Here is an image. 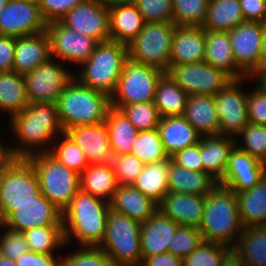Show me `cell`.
I'll list each match as a JSON object with an SVG mask.
<instances>
[{"mask_svg":"<svg viewBox=\"0 0 266 266\" xmlns=\"http://www.w3.org/2000/svg\"><path fill=\"white\" fill-rule=\"evenodd\" d=\"M204 241L234 248L243 232L236 193L218 183L206 196L198 229Z\"/></svg>","mask_w":266,"mask_h":266,"instance_id":"3","label":"cell"},{"mask_svg":"<svg viewBox=\"0 0 266 266\" xmlns=\"http://www.w3.org/2000/svg\"><path fill=\"white\" fill-rule=\"evenodd\" d=\"M141 266H182V259L171 253L147 256Z\"/></svg>","mask_w":266,"mask_h":266,"instance_id":"58","label":"cell"},{"mask_svg":"<svg viewBox=\"0 0 266 266\" xmlns=\"http://www.w3.org/2000/svg\"><path fill=\"white\" fill-rule=\"evenodd\" d=\"M64 132L73 126L105 122L110 97L82 85L75 77L65 86L56 103Z\"/></svg>","mask_w":266,"mask_h":266,"instance_id":"4","label":"cell"},{"mask_svg":"<svg viewBox=\"0 0 266 266\" xmlns=\"http://www.w3.org/2000/svg\"><path fill=\"white\" fill-rule=\"evenodd\" d=\"M118 186L112 165L89 164L80 174V189L108 203Z\"/></svg>","mask_w":266,"mask_h":266,"instance_id":"33","label":"cell"},{"mask_svg":"<svg viewBox=\"0 0 266 266\" xmlns=\"http://www.w3.org/2000/svg\"><path fill=\"white\" fill-rule=\"evenodd\" d=\"M243 227L266 226V175L251 189L236 193Z\"/></svg>","mask_w":266,"mask_h":266,"instance_id":"32","label":"cell"},{"mask_svg":"<svg viewBox=\"0 0 266 266\" xmlns=\"http://www.w3.org/2000/svg\"><path fill=\"white\" fill-rule=\"evenodd\" d=\"M39 180L26 158H17L0 173V217L4 221L18 205L31 203L40 194Z\"/></svg>","mask_w":266,"mask_h":266,"instance_id":"8","label":"cell"},{"mask_svg":"<svg viewBox=\"0 0 266 266\" xmlns=\"http://www.w3.org/2000/svg\"><path fill=\"white\" fill-rule=\"evenodd\" d=\"M205 207V196L167 192L158 210L180 226L199 229Z\"/></svg>","mask_w":266,"mask_h":266,"instance_id":"21","label":"cell"},{"mask_svg":"<svg viewBox=\"0 0 266 266\" xmlns=\"http://www.w3.org/2000/svg\"><path fill=\"white\" fill-rule=\"evenodd\" d=\"M60 22L72 30L98 42L110 40L109 8L92 0H85L67 12Z\"/></svg>","mask_w":266,"mask_h":266,"instance_id":"17","label":"cell"},{"mask_svg":"<svg viewBox=\"0 0 266 266\" xmlns=\"http://www.w3.org/2000/svg\"><path fill=\"white\" fill-rule=\"evenodd\" d=\"M105 125L114 156L130 154L139 131L118 109L111 107L106 115Z\"/></svg>","mask_w":266,"mask_h":266,"instance_id":"36","label":"cell"},{"mask_svg":"<svg viewBox=\"0 0 266 266\" xmlns=\"http://www.w3.org/2000/svg\"><path fill=\"white\" fill-rule=\"evenodd\" d=\"M127 57L128 45L112 40L99 42L91 56L81 65L82 70L74 77L82 85L111 97Z\"/></svg>","mask_w":266,"mask_h":266,"instance_id":"5","label":"cell"},{"mask_svg":"<svg viewBox=\"0 0 266 266\" xmlns=\"http://www.w3.org/2000/svg\"><path fill=\"white\" fill-rule=\"evenodd\" d=\"M143 16L145 23H174L171 0H132Z\"/></svg>","mask_w":266,"mask_h":266,"instance_id":"48","label":"cell"},{"mask_svg":"<svg viewBox=\"0 0 266 266\" xmlns=\"http://www.w3.org/2000/svg\"><path fill=\"white\" fill-rule=\"evenodd\" d=\"M110 208L144 223L158 210V204L133 185H119L110 201Z\"/></svg>","mask_w":266,"mask_h":266,"instance_id":"26","label":"cell"},{"mask_svg":"<svg viewBox=\"0 0 266 266\" xmlns=\"http://www.w3.org/2000/svg\"><path fill=\"white\" fill-rule=\"evenodd\" d=\"M140 230V222L110 208L105 236L98 247L107 254L112 266L141 265Z\"/></svg>","mask_w":266,"mask_h":266,"instance_id":"6","label":"cell"},{"mask_svg":"<svg viewBox=\"0 0 266 266\" xmlns=\"http://www.w3.org/2000/svg\"><path fill=\"white\" fill-rule=\"evenodd\" d=\"M236 137L238 149L266 164V125L248 123Z\"/></svg>","mask_w":266,"mask_h":266,"instance_id":"45","label":"cell"},{"mask_svg":"<svg viewBox=\"0 0 266 266\" xmlns=\"http://www.w3.org/2000/svg\"><path fill=\"white\" fill-rule=\"evenodd\" d=\"M261 64L266 63V23H264V31L260 49Z\"/></svg>","mask_w":266,"mask_h":266,"instance_id":"62","label":"cell"},{"mask_svg":"<svg viewBox=\"0 0 266 266\" xmlns=\"http://www.w3.org/2000/svg\"><path fill=\"white\" fill-rule=\"evenodd\" d=\"M245 22L239 0H209L205 30L229 32Z\"/></svg>","mask_w":266,"mask_h":266,"instance_id":"34","label":"cell"},{"mask_svg":"<svg viewBox=\"0 0 266 266\" xmlns=\"http://www.w3.org/2000/svg\"><path fill=\"white\" fill-rule=\"evenodd\" d=\"M169 167L170 158L155 163L144 164L141 173L132 185L145 196L159 204L168 192Z\"/></svg>","mask_w":266,"mask_h":266,"instance_id":"37","label":"cell"},{"mask_svg":"<svg viewBox=\"0 0 266 266\" xmlns=\"http://www.w3.org/2000/svg\"><path fill=\"white\" fill-rule=\"evenodd\" d=\"M2 225H3V221H2V219L0 217V228L2 227Z\"/></svg>","mask_w":266,"mask_h":266,"instance_id":"67","label":"cell"},{"mask_svg":"<svg viewBox=\"0 0 266 266\" xmlns=\"http://www.w3.org/2000/svg\"><path fill=\"white\" fill-rule=\"evenodd\" d=\"M109 12L110 40L128 45L144 27L142 14L132 1L111 6Z\"/></svg>","mask_w":266,"mask_h":266,"instance_id":"30","label":"cell"},{"mask_svg":"<svg viewBox=\"0 0 266 266\" xmlns=\"http://www.w3.org/2000/svg\"><path fill=\"white\" fill-rule=\"evenodd\" d=\"M110 203L81 189L62 212L66 245L72 238L81 246L98 247L104 239Z\"/></svg>","mask_w":266,"mask_h":266,"instance_id":"2","label":"cell"},{"mask_svg":"<svg viewBox=\"0 0 266 266\" xmlns=\"http://www.w3.org/2000/svg\"><path fill=\"white\" fill-rule=\"evenodd\" d=\"M188 94L165 73L159 80L154 105L160 117L183 116Z\"/></svg>","mask_w":266,"mask_h":266,"instance_id":"38","label":"cell"},{"mask_svg":"<svg viewBox=\"0 0 266 266\" xmlns=\"http://www.w3.org/2000/svg\"><path fill=\"white\" fill-rule=\"evenodd\" d=\"M30 251L54 254L55 249L66 245L63 225L33 227L22 232Z\"/></svg>","mask_w":266,"mask_h":266,"instance_id":"40","label":"cell"},{"mask_svg":"<svg viewBox=\"0 0 266 266\" xmlns=\"http://www.w3.org/2000/svg\"><path fill=\"white\" fill-rule=\"evenodd\" d=\"M248 78L257 80L255 87L266 94V63H262Z\"/></svg>","mask_w":266,"mask_h":266,"instance_id":"60","label":"cell"},{"mask_svg":"<svg viewBox=\"0 0 266 266\" xmlns=\"http://www.w3.org/2000/svg\"><path fill=\"white\" fill-rule=\"evenodd\" d=\"M180 225L161 211L144 223H141L140 245L142 258L168 253L169 244L172 242L177 228Z\"/></svg>","mask_w":266,"mask_h":266,"instance_id":"22","label":"cell"},{"mask_svg":"<svg viewBox=\"0 0 266 266\" xmlns=\"http://www.w3.org/2000/svg\"><path fill=\"white\" fill-rule=\"evenodd\" d=\"M92 1L109 8L111 6L121 4V3H127V2H130L132 0H92Z\"/></svg>","mask_w":266,"mask_h":266,"instance_id":"63","label":"cell"},{"mask_svg":"<svg viewBox=\"0 0 266 266\" xmlns=\"http://www.w3.org/2000/svg\"><path fill=\"white\" fill-rule=\"evenodd\" d=\"M8 0H0V14L3 10V8L6 6Z\"/></svg>","mask_w":266,"mask_h":266,"instance_id":"65","label":"cell"},{"mask_svg":"<svg viewBox=\"0 0 266 266\" xmlns=\"http://www.w3.org/2000/svg\"><path fill=\"white\" fill-rule=\"evenodd\" d=\"M60 261V256L58 259L53 254H40L30 250L15 260L17 266H60Z\"/></svg>","mask_w":266,"mask_h":266,"instance_id":"55","label":"cell"},{"mask_svg":"<svg viewBox=\"0 0 266 266\" xmlns=\"http://www.w3.org/2000/svg\"><path fill=\"white\" fill-rule=\"evenodd\" d=\"M221 266H245L240 258L232 251L223 261Z\"/></svg>","mask_w":266,"mask_h":266,"instance_id":"61","label":"cell"},{"mask_svg":"<svg viewBox=\"0 0 266 266\" xmlns=\"http://www.w3.org/2000/svg\"><path fill=\"white\" fill-rule=\"evenodd\" d=\"M247 112L249 123L266 125V94L257 88L248 92Z\"/></svg>","mask_w":266,"mask_h":266,"instance_id":"53","label":"cell"},{"mask_svg":"<svg viewBox=\"0 0 266 266\" xmlns=\"http://www.w3.org/2000/svg\"><path fill=\"white\" fill-rule=\"evenodd\" d=\"M16 37L0 35V73L13 71Z\"/></svg>","mask_w":266,"mask_h":266,"instance_id":"56","label":"cell"},{"mask_svg":"<svg viewBox=\"0 0 266 266\" xmlns=\"http://www.w3.org/2000/svg\"><path fill=\"white\" fill-rule=\"evenodd\" d=\"M85 154L89 164L112 165L113 153L104 122L73 126L65 131Z\"/></svg>","mask_w":266,"mask_h":266,"instance_id":"20","label":"cell"},{"mask_svg":"<svg viewBox=\"0 0 266 266\" xmlns=\"http://www.w3.org/2000/svg\"><path fill=\"white\" fill-rule=\"evenodd\" d=\"M167 73L188 95L216 96L233 80L225 71L205 61L174 65Z\"/></svg>","mask_w":266,"mask_h":266,"instance_id":"11","label":"cell"},{"mask_svg":"<svg viewBox=\"0 0 266 266\" xmlns=\"http://www.w3.org/2000/svg\"><path fill=\"white\" fill-rule=\"evenodd\" d=\"M85 0H41L39 8L46 23L60 21L68 11Z\"/></svg>","mask_w":266,"mask_h":266,"instance_id":"52","label":"cell"},{"mask_svg":"<svg viewBox=\"0 0 266 266\" xmlns=\"http://www.w3.org/2000/svg\"><path fill=\"white\" fill-rule=\"evenodd\" d=\"M178 166L190 171H203V162L200 155V141L195 145L188 146L171 157Z\"/></svg>","mask_w":266,"mask_h":266,"instance_id":"54","label":"cell"},{"mask_svg":"<svg viewBox=\"0 0 266 266\" xmlns=\"http://www.w3.org/2000/svg\"><path fill=\"white\" fill-rule=\"evenodd\" d=\"M173 20L177 26L202 27L209 0H171Z\"/></svg>","mask_w":266,"mask_h":266,"instance_id":"44","label":"cell"},{"mask_svg":"<svg viewBox=\"0 0 266 266\" xmlns=\"http://www.w3.org/2000/svg\"><path fill=\"white\" fill-rule=\"evenodd\" d=\"M265 175V163L235 146L229 155L226 173L219 183L240 193L253 188Z\"/></svg>","mask_w":266,"mask_h":266,"instance_id":"19","label":"cell"},{"mask_svg":"<svg viewBox=\"0 0 266 266\" xmlns=\"http://www.w3.org/2000/svg\"><path fill=\"white\" fill-rule=\"evenodd\" d=\"M50 58V41L46 31L36 35L16 37L14 72L26 75Z\"/></svg>","mask_w":266,"mask_h":266,"instance_id":"25","label":"cell"},{"mask_svg":"<svg viewBox=\"0 0 266 266\" xmlns=\"http://www.w3.org/2000/svg\"><path fill=\"white\" fill-rule=\"evenodd\" d=\"M46 32L50 41L51 57L68 61L70 64L82 65L93 53L97 40L79 34L60 21L47 23Z\"/></svg>","mask_w":266,"mask_h":266,"instance_id":"14","label":"cell"},{"mask_svg":"<svg viewBox=\"0 0 266 266\" xmlns=\"http://www.w3.org/2000/svg\"><path fill=\"white\" fill-rule=\"evenodd\" d=\"M175 23L149 22L128 44V56L167 73Z\"/></svg>","mask_w":266,"mask_h":266,"instance_id":"10","label":"cell"},{"mask_svg":"<svg viewBox=\"0 0 266 266\" xmlns=\"http://www.w3.org/2000/svg\"><path fill=\"white\" fill-rule=\"evenodd\" d=\"M3 225L19 232L33 227L62 225V212L40 193L35 201L18 205L3 221Z\"/></svg>","mask_w":266,"mask_h":266,"instance_id":"18","label":"cell"},{"mask_svg":"<svg viewBox=\"0 0 266 266\" xmlns=\"http://www.w3.org/2000/svg\"><path fill=\"white\" fill-rule=\"evenodd\" d=\"M232 251L229 246L203 240L194 251L182 259V266H221Z\"/></svg>","mask_w":266,"mask_h":266,"instance_id":"43","label":"cell"},{"mask_svg":"<svg viewBox=\"0 0 266 266\" xmlns=\"http://www.w3.org/2000/svg\"><path fill=\"white\" fill-rule=\"evenodd\" d=\"M202 241L201 233L197 228L179 226L172 242L169 244L168 253L183 259L194 251Z\"/></svg>","mask_w":266,"mask_h":266,"instance_id":"49","label":"cell"},{"mask_svg":"<svg viewBox=\"0 0 266 266\" xmlns=\"http://www.w3.org/2000/svg\"><path fill=\"white\" fill-rule=\"evenodd\" d=\"M10 119L13 135L19 142L12 146L17 158L49 152L50 144L53 141L55 144L56 136H59L58 132L61 136L64 132L55 103H29L24 110L14 114Z\"/></svg>","mask_w":266,"mask_h":266,"instance_id":"1","label":"cell"},{"mask_svg":"<svg viewBox=\"0 0 266 266\" xmlns=\"http://www.w3.org/2000/svg\"><path fill=\"white\" fill-rule=\"evenodd\" d=\"M183 117L201 136L219 135V118L214 96L188 95Z\"/></svg>","mask_w":266,"mask_h":266,"instance_id":"29","label":"cell"},{"mask_svg":"<svg viewBox=\"0 0 266 266\" xmlns=\"http://www.w3.org/2000/svg\"><path fill=\"white\" fill-rule=\"evenodd\" d=\"M46 28L39 5L27 0H8L0 14V35L31 36L45 32Z\"/></svg>","mask_w":266,"mask_h":266,"instance_id":"15","label":"cell"},{"mask_svg":"<svg viewBox=\"0 0 266 266\" xmlns=\"http://www.w3.org/2000/svg\"><path fill=\"white\" fill-rule=\"evenodd\" d=\"M62 135L63 138L59 140L60 142L58 143L56 140V146H51L48 153L80 175L89 166L85 154L66 132H63Z\"/></svg>","mask_w":266,"mask_h":266,"instance_id":"42","label":"cell"},{"mask_svg":"<svg viewBox=\"0 0 266 266\" xmlns=\"http://www.w3.org/2000/svg\"><path fill=\"white\" fill-rule=\"evenodd\" d=\"M17 157L14 155L11 145L6 146L0 141V173L9 167Z\"/></svg>","mask_w":266,"mask_h":266,"instance_id":"59","label":"cell"},{"mask_svg":"<svg viewBox=\"0 0 266 266\" xmlns=\"http://www.w3.org/2000/svg\"><path fill=\"white\" fill-rule=\"evenodd\" d=\"M27 1L39 5L41 0H27Z\"/></svg>","mask_w":266,"mask_h":266,"instance_id":"66","label":"cell"},{"mask_svg":"<svg viewBox=\"0 0 266 266\" xmlns=\"http://www.w3.org/2000/svg\"><path fill=\"white\" fill-rule=\"evenodd\" d=\"M164 74L160 69L144 65L128 56L123 62L116 90L110 97L111 106L154 102L157 84Z\"/></svg>","mask_w":266,"mask_h":266,"instance_id":"9","label":"cell"},{"mask_svg":"<svg viewBox=\"0 0 266 266\" xmlns=\"http://www.w3.org/2000/svg\"><path fill=\"white\" fill-rule=\"evenodd\" d=\"M130 154L144 164L169 159L158 129L139 131Z\"/></svg>","mask_w":266,"mask_h":266,"instance_id":"41","label":"cell"},{"mask_svg":"<svg viewBox=\"0 0 266 266\" xmlns=\"http://www.w3.org/2000/svg\"><path fill=\"white\" fill-rule=\"evenodd\" d=\"M233 252L245 266H266V226L243 227Z\"/></svg>","mask_w":266,"mask_h":266,"instance_id":"35","label":"cell"},{"mask_svg":"<svg viewBox=\"0 0 266 266\" xmlns=\"http://www.w3.org/2000/svg\"><path fill=\"white\" fill-rule=\"evenodd\" d=\"M60 259V266H112L107 254L93 246H81L76 252L61 256Z\"/></svg>","mask_w":266,"mask_h":266,"instance_id":"47","label":"cell"},{"mask_svg":"<svg viewBox=\"0 0 266 266\" xmlns=\"http://www.w3.org/2000/svg\"><path fill=\"white\" fill-rule=\"evenodd\" d=\"M205 29L195 26H176L169 61V69L182 65L204 61Z\"/></svg>","mask_w":266,"mask_h":266,"instance_id":"23","label":"cell"},{"mask_svg":"<svg viewBox=\"0 0 266 266\" xmlns=\"http://www.w3.org/2000/svg\"><path fill=\"white\" fill-rule=\"evenodd\" d=\"M0 266H17L15 260L0 255Z\"/></svg>","mask_w":266,"mask_h":266,"instance_id":"64","label":"cell"},{"mask_svg":"<svg viewBox=\"0 0 266 266\" xmlns=\"http://www.w3.org/2000/svg\"><path fill=\"white\" fill-rule=\"evenodd\" d=\"M236 144L235 137L209 135L200 138V155L203 172L209 174L218 183L223 179L231 151Z\"/></svg>","mask_w":266,"mask_h":266,"instance_id":"24","label":"cell"},{"mask_svg":"<svg viewBox=\"0 0 266 266\" xmlns=\"http://www.w3.org/2000/svg\"><path fill=\"white\" fill-rule=\"evenodd\" d=\"M111 107L120 110L138 131L158 128L160 116L154 102H141Z\"/></svg>","mask_w":266,"mask_h":266,"instance_id":"46","label":"cell"},{"mask_svg":"<svg viewBox=\"0 0 266 266\" xmlns=\"http://www.w3.org/2000/svg\"><path fill=\"white\" fill-rule=\"evenodd\" d=\"M28 104L24 75L14 71L0 73V110L9 112L11 118Z\"/></svg>","mask_w":266,"mask_h":266,"instance_id":"39","label":"cell"},{"mask_svg":"<svg viewBox=\"0 0 266 266\" xmlns=\"http://www.w3.org/2000/svg\"><path fill=\"white\" fill-rule=\"evenodd\" d=\"M218 182L203 171H190L178 166L170 158L168 191L206 196Z\"/></svg>","mask_w":266,"mask_h":266,"instance_id":"31","label":"cell"},{"mask_svg":"<svg viewBox=\"0 0 266 266\" xmlns=\"http://www.w3.org/2000/svg\"><path fill=\"white\" fill-rule=\"evenodd\" d=\"M264 23L245 21L228 32L238 68L249 77L260 65Z\"/></svg>","mask_w":266,"mask_h":266,"instance_id":"16","label":"cell"},{"mask_svg":"<svg viewBox=\"0 0 266 266\" xmlns=\"http://www.w3.org/2000/svg\"><path fill=\"white\" fill-rule=\"evenodd\" d=\"M242 81L245 82L244 79H233L214 96L220 135L237 136L249 123L247 114L248 93L240 89Z\"/></svg>","mask_w":266,"mask_h":266,"instance_id":"13","label":"cell"},{"mask_svg":"<svg viewBox=\"0 0 266 266\" xmlns=\"http://www.w3.org/2000/svg\"><path fill=\"white\" fill-rule=\"evenodd\" d=\"M204 61L225 71L233 79L248 80L236 64L228 32L205 30Z\"/></svg>","mask_w":266,"mask_h":266,"instance_id":"28","label":"cell"},{"mask_svg":"<svg viewBox=\"0 0 266 266\" xmlns=\"http://www.w3.org/2000/svg\"><path fill=\"white\" fill-rule=\"evenodd\" d=\"M5 228V229H4ZM4 229V233H0V255L16 260L20 255L29 251L24 234L2 225L0 231Z\"/></svg>","mask_w":266,"mask_h":266,"instance_id":"51","label":"cell"},{"mask_svg":"<svg viewBox=\"0 0 266 266\" xmlns=\"http://www.w3.org/2000/svg\"><path fill=\"white\" fill-rule=\"evenodd\" d=\"M112 166L118 185H132L141 173L144 163L132 154L113 156Z\"/></svg>","mask_w":266,"mask_h":266,"instance_id":"50","label":"cell"},{"mask_svg":"<svg viewBox=\"0 0 266 266\" xmlns=\"http://www.w3.org/2000/svg\"><path fill=\"white\" fill-rule=\"evenodd\" d=\"M29 103H57L74 74L51 57L32 72L24 75Z\"/></svg>","mask_w":266,"mask_h":266,"instance_id":"12","label":"cell"},{"mask_svg":"<svg viewBox=\"0 0 266 266\" xmlns=\"http://www.w3.org/2000/svg\"><path fill=\"white\" fill-rule=\"evenodd\" d=\"M26 159L36 171L40 192L63 212L80 190V175L48 152L36 153Z\"/></svg>","mask_w":266,"mask_h":266,"instance_id":"7","label":"cell"},{"mask_svg":"<svg viewBox=\"0 0 266 266\" xmlns=\"http://www.w3.org/2000/svg\"><path fill=\"white\" fill-rule=\"evenodd\" d=\"M157 129L170 158L184 148L199 143L201 138L198 131L183 116L160 117Z\"/></svg>","mask_w":266,"mask_h":266,"instance_id":"27","label":"cell"},{"mask_svg":"<svg viewBox=\"0 0 266 266\" xmlns=\"http://www.w3.org/2000/svg\"><path fill=\"white\" fill-rule=\"evenodd\" d=\"M245 21L266 23V1L239 0Z\"/></svg>","mask_w":266,"mask_h":266,"instance_id":"57","label":"cell"}]
</instances>
